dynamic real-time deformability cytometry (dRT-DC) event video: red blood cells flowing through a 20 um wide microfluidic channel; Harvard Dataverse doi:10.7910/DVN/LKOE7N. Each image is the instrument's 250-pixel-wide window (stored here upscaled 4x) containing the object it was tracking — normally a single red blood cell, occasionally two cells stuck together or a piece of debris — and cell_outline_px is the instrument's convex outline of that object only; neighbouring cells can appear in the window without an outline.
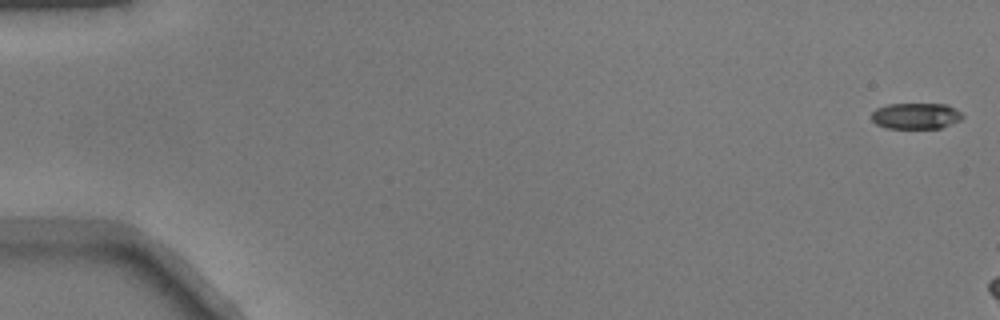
{"species": "common noctule bat (a hibernating species)", "species_latin": "Nyctalus noctula", "temperature_condition": "warm", "stored_images_in_passage": 7, "camera_frame_rate_fps": 3000, "um_per_image_px": 0.085, "animal": {"sex": "male", "body_mass_g": 17.9}, "frame": {"image": 1, "passage_image": 1, "time_ms": 0.0, "image_size_px": [1000, 320], "cell_outline_px": [[964, 116], [960, 120], [940, 128], [888, 128], [876, 124], [872, 120], [872, 112], [876, 108], [888, 104], [948, 104], [956, 108]], "centroid_in_image_um": [77.85, 9.84], "position_along_channel_um": 7.1, "area_um2": 13.81}}